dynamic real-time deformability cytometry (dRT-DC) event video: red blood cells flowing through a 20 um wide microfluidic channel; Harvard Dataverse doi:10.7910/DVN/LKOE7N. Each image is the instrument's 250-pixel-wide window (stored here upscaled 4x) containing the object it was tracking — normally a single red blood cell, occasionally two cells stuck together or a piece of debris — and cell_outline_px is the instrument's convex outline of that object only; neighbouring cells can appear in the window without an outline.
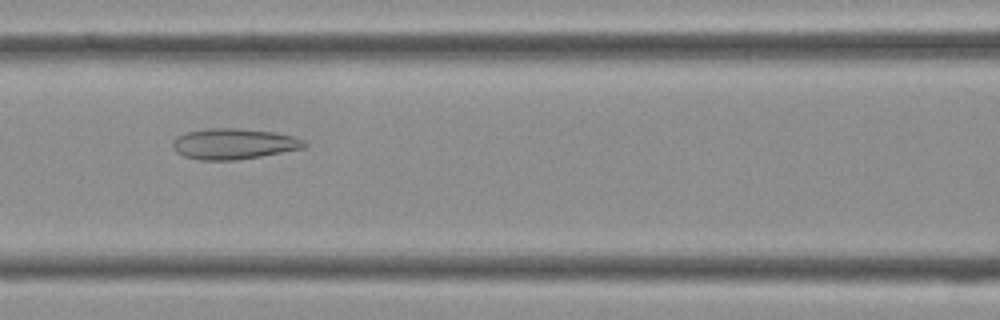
{"species": "Egyptian fruit bat (a non-hibernating species)", "species_latin": "Rousettus aegyptiacus", "temperature_condition": "cold", "stored_images_in_passage": 40, "camera_frame_rate_fps": 3000, "um_per_image_px": 0.085, "frame": {"image": 1, "passage_image": 17, "time_ms": 5.333, "image_size_px": [1000, 320], "cell_outline_px": [[308, 144], [304, 148], [260, 156], [236, 160], [200, 160], [184, 156], [176, 152], [172, 148], [172, 140], [176, 136], [188, 132], [212, 128], [232, 128], [272, 132], [292, 136], [304, 140]], "centroid_in_image_um": [19.83, 12.23], "position_along_channel_um": 146.8, "area_um2": 23.41}}
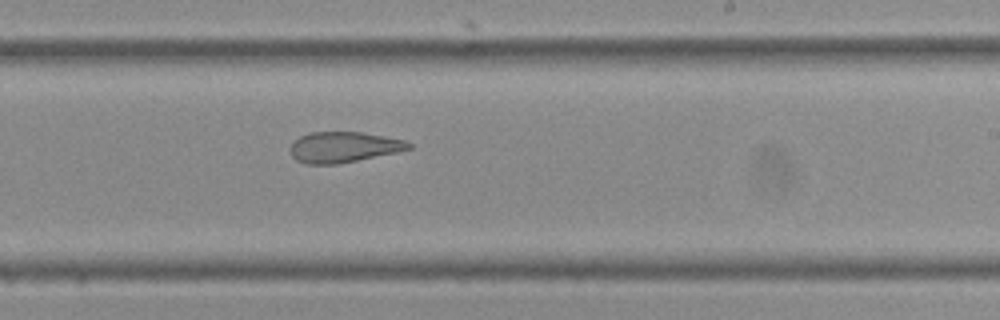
{"frame": {"image": 2, "passage_image": 24, "time_ms": 7.667, "image_size_px": [1000, 320], "cell_outline_px": [[412, 148], [396, 152], [336, 164], [304, 164], [296, 160], [292, 156], [292, 144], [300, 136], [308, 132], [360, 132], [404, 140], [412, 144]], "centroid_in_image_um": [29.19, 12.5], "position_along_channel_um": 259.8, "area_um2": 20.81}}
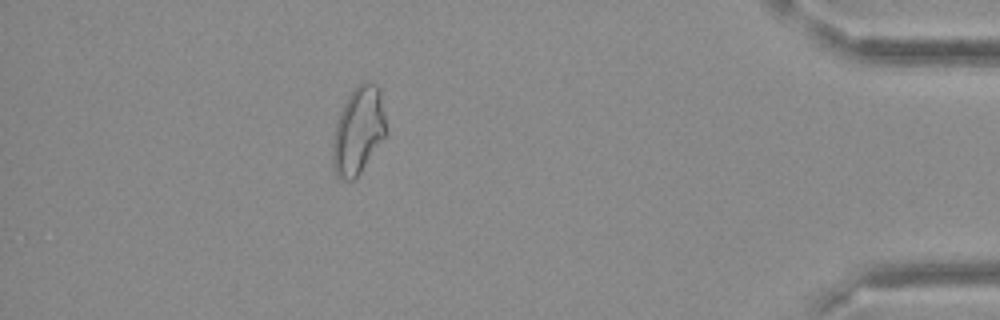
{"frame": {"image": 3, "passage_image": 36, "time_ms": 11.667, "image_size_px": [1000, 320], "cell_outline_px": [[384, 136], [360, 172], [352, 180], [340, 180], [336, 176], [332, 164], [332, 144], [336, 124], [340, 112], [352, 88], [356, 84], [364, 80], [368, 80], [376, 84], [380, 88], [384, 112]], "centroid_in_image_um": [30.42, 11.06], "position_along_channel_um": 404.8, "area_um2": 26.93}}